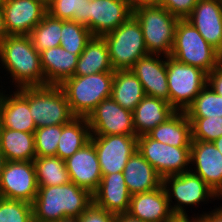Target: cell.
Returning a JSON list of instances; mask_svg holds the SVG:
<instances>
[{
    "label": "cell",
    "mask_w": 222,
    "mask_h": 222,
    "mask_svg": "<svg viewBox=\"0 0 222 222\" xmlns=\"http://www.w3.org/2000/svg\"><path fill=\"white\" fill-rule=\"evenodd\" d=\"M222 199V191L217 195V201H218V199Z\"/></svg>",
    "instance_id": "db71d44e"
},
{
    "label": "cell",
    "mask_w": 222,
    "mask_h": 222,
    "mask_svg": "<svg viewBox=\"0 0 222 222\" xmlns=\"http://www.w3.org/2000/svg\"><path fill=\"white\" fill-rule=\"evenodd\" d=\"M123 175L131 195L157 189L163 183V178L138 150L128 159Z\"/></svg>",
    "instance_id": "603a6c76"
},
{
    "label": "cell",
    "mask_w": 222,
    "mask_h": 222,
    "mask_svg": "<svg viewBox=\"0 0 222 222\" xmlns=\"http://www.w3.org/2000/svg\"><path fill=\"white\" fill-rule=\"evenodd\" d=\"M173 222H198V220L192 215L189 218H176Z\"/></svg>",
    "instance_id": "7dc6e473"
},
{
    "label": "cell",
    "mask_w": 222,
    "mask_h": 222,
    "mask_svg": "<svg viewBox=\"0 0 222 222\" xmlns=\"http://www.w3.org/2000/svg\"><path fill=\"white\" fill-rule=\"evenodd\" d=\"M62 25L63 20L54 18L47 13L30 32L29 37L39 53L52 47L60 46Z\"/></svg>",
    "instance_id": "1f68e13d"
},
{
    "label": "cell",
    "mask_w": 222,
    "mask_h": 222,
    "mask_svg": "<svg viewBox=\"0 0 222 222\" xmlns=\"http://www.w3.org/2000/svg\"><path fill=\"white\" fill-rule=\"evenodd\" d=\"M170 56L181 63L198 67L207 74L219 66V52L186 19L177 22Z\"/></svg>",
    "instance_id": "5b68a950"
},
{
    "label": "cell",
    "mask_w": 222,
    "mask_h": 222,
    "mask_svg": "<svg viewBox=\"0 0 222 222\" xmlns=\"http://www.w3.org/2000/svg\"><path fill=\"white\" fill-rule=\"evenodd\" d=\"M0 150L7 161H34V133L0 128Z\"/></svg>",
    "instance_id": "f1b7e54d"
},
{
    "label": "cell",
    "mask_w": 222,
    "mask_h": 222,
    "mask_svg": "<svg viewBox=\"0 0 222 222\" xmlns=\"http://www.w3.org/2000/svg\"><path fill=\"white\" fill-rule=\"evenodd\" d=\"M1 87V86H0ZM6 93V91L4 90H2V89H0V105H1V101H2V98H3V96H4V94Z\"/></svg>",
    "instance_id": "816d5d0a"
},
{
    "label": "cell",
    "mask_w": 222,
    "mask_h": 222,
    "mask_svg": "<svg viewBox=\"0 0 222 222\" xmlns=\"http://www.w3.org/2000/svg\"><path fill=\"white\" fill-rule=\"evenodd\" d=\"M92 36L86 26L72 20H63L60 46L72 54H81Z\"/></svg>",
    "instance_id": "e575fe53"
},
{
    "label": "cell",
    "mask_w": 222,
    "mask_h": 222,
    "mask_svg": "<svg viewBox=\"0 0 222 222\" xmlns=\"http://www.w3.org/2000/svg\"><path fill=\"white\" fill-rule=\"evenodd\" d=\"M80 54H72L61 46L40 52L45 85H60L73 77Z\"/></svg>",
    "instance_id": "cb8c5ba5"
},
{
    "label": "cell",
    "mask_w": 222,
    "mask_h": 222,
    "mask_svg": "<svg viewBox=\"0 0 222 222\" xmlns=\"http://www.w3.org/2000/svg\"><path fill=\"white\" fill-rule=\"evenodd\" d=\"M33 163L38 186H59L71 182L65 160L57 156L36 157Z\"/></svg>",
    "instance_id": "4dcf8cb0"
},
{
    "label": "cell",
    "mask_w": 222,
    "mask_h": 222,
    "mask_svg": "<svg viewBox=\"0 0 222 222\" xmlns=\"http://www.w3.org/2000/svg\"><path fill=\"white\" fill-rule=\"evenodd\" d=\"M13 92V93H12ZM4 94L0 105L1 127L35 133L37 129L29 108V87Z\"/></svg>",
    "instance_id": "ffe728a7"
},
{
    "label": "cell",
    "mask_w": 222,
    "mask_h": 222,
    "mask_svg": "<svg viewBox=\"0 0 222 222\" xmlns=\"http://www.w3.org/2000/svg\"><path fill=\"white\" fill-rule=\"evenodd\" d=\"M0 62L15 89L44 86L40 53L29 35H8L0 43Z\"/></svg>",
    "instance_id": "7a4b0ae2"
},
{
    "label": "cell",
    "mask_w": 222,
    "mask_h": 222,
    "mask_svg": "<svg viewBox=\"0 0 222 222\" xmlns=\"http://www.w3.org/2000/svg\"><path fill=\"white\" fill-rule=\"evenodd\" d=\"M38 184L33 161H7L0 178V197L33 203Z\"/></svg>",
    "instance_id": "7c38bea8"
},
{
    "label": "cell",
    "mask_w": 222,
    "mask_h": 222,
    "mask_svg": "<svg viewBox=\"0 0 222 222\" xmlns=\"http://www.w3.org/2000/svg\"><path fill=\"white\" fill-rule=\"evenodd\" d=\"M190 164L217 195L222 191V154L213 142L191 141Z\"/></svg>",
    "instance_id": "e0dca14e"
},
{
    "label": "cell",
    "mask_w": 222,
    "mask_h": 222,
    "mask_svg": "<svg viewBox=\"0 0 222 222\" xmlns=\"http://www.w3.org/2000/svg\"><path fill=\"white\" fill-rule=\"evenodd\" d=\"M40 3H42L43 5H45L46 7L49 6V4L51 3V0H36Z\"/></svg>",
    "instance_id": "f907efd6"
},
{
    "label": "cell",
    "mask_w": 222,
    "mask_h": 222,
    "mask_svg": "<svg viewBox=\"0 0 222 222\" xmlns=\"http://www.w3.org/2000/svg\"><path fill=\"white\" fill-rule=\"evenodd\" d=\"M96 149L102 176L123 172L128 159L137 150V136H90Z\"/></svg>",
    "instance_id": "4fadbf2b"
},
{
    "label": "cell",
    "mask_w": 222,
    "mask_h": 222,
    "mask_svg": "<svg viewBox=\"0 0 222 222\" xmlns=\"http://www.w3.org/2000/svg\"><path fill=\"white\" fill-rule=\"evenodd\" d=\"M65 165L71 182L92 195L97 191L102 172L96 149L91 141L67 158Z\"/></svg>",
    "instance_id": "2e32d148"
},
{
    "label": "cell",
    "mask_w": 222,
    "mask_h": 222,
    "mask_svg": "<svg viewBox=\"0 0 222 222\" xmlns=\"http://www.w3.org/2000/svg\"><path fill=\"white\" fill-rule=\"evenodd\" d=\"M137 150L162 178L190 171L191 147L163 144L145 134L137 137Z\"/></svg>",
    "instance_id": "30bf717a"
},
{
    "label": "cell",
    "mask_w": 222,
    "mask_h": 222,
    "mask_svg": "<svg viewBox=\"0 0 222 222\" xmlns=\"http://www.w3.org/2000/svg\"><path fill=\"white\" fill-rule=\"evenodd\" d=\"M6 162H7V160L4 157L3 152L0 150V178H1V174H2V171L5 167Z\"/></svg>",
    "instance_id": "bcb514c9"
},
{
    "label": "cell",
    "mask_w": 222,
    "mask_h": 222,
    "mask_svg": "<svg viewBox=\"0 0 222 222\" xmlns=\"http://www.w3.org/2000/svg\"><path fill=\"white\" fill-rule=\"evenodd\" d=\"M90 127L87 118L75 117L62 125V134L58 141L56 156L66 160L90 141Z\"/></svg>",
    "instance_id": "f546056e"
},
{
    "label": "cell",
    "mask_w": 222,
    "mask_h": 222,
    "mask_svg": "<svg viewBox=\"0 0 222 222\" xmlns=\"http://www.w3.org/2000/svg\"><path fill=\"white\" fill-rule=\"evenodd\" d=\"M32 203L33 222H56L78 218L93 203L92 194L73 182L59 186H38Z\"/></svg>",
    "instance_id": "6da1fadb"
},
{
    "label": "cell",
    "mask_w": 222,
    "mask_h": 222,
    "mask_svg": "<svg viewBox=\"0 0 222 222\" xmlns=\"http://www.w3.org/2000/svg\"><path fill=\"white\" fill-rule=\"evenodd\" d=\"M199 0H161L158 5L167 9L178 19H186Z\"/></svg>",
    "instance_id": "f35d334b"
},
{
    "label": "cell",
    "mask_w": 222,
    "mask_h": 222,
    "mask_svg": "<svg viewBox=\"0 0 222 222\" xmlns=\"http://www.w3.org/2000/svg\"><path fill=\"white\" fill-rule=\"evenodd\" d=\"M210 212V213H209ZM194 213V218H197L198 222H222V204L219 207H215L214 210L203 212L202 214ZM196 215V216H195Z\"/></svg>",
    "instance_id": "b9f144b4"
},
{
    "label": "cell",
    "mask_w": 222,
    "mask_h": 222,
    "mask_svg": "<svg viewBox=\"0 0 222 222\" xmlns=\"http://www.w3.org/2000/svg\"><path fill=\"white\" fill-rule=\"evenodd\" d=\"M91 136L131 135L136 136L133 112L116 103L111 97L102 100L88 115Z\"/></svg>",
    "instance_id": "8fae6325"
},
{
    "label": "cell",
    "mask_w": 222,
    "mask_h": 222,
    "mask_svg": "<svg viewBox=\"0 0 222 222\" xmlns=\"http://www.w3.org/2000/svg\"><path fill=\"white\" fill-rule=\"evenodd\" d=\"M8 36L5 28L4 13L0 6V43Z\"/></svg>",
    "instance_id": "7bdbcfd3"
},
{
    "label": "cell",
    "mask_w": 222,
    "mask_h": 222,
    "mask_svg": "<svg viewBox=\"0 0 222 222\" xmlns=\"http://www.w3.org/2000/svg\"><path fill=\"white\" fill-rule=\"evenodd\" d=\"M0 222H33L32 204L0 197Z\"/></svg>",
    "instance_id": "74e56055"
},
{
    "label": "cell",
    "mask_w": 222,
    "mask_h": 222,
    "mask_svg": "<svg viewBox=\"0 0 222 222\" xmlns=\"http://www.w3.org/2000/svg\"><path fill=\"white\" fill-rule=\"evenodd\" d=\"M186 20L214 49L222 51V0H199Z\"/></svg>",
    "instance_id": "44dd1931"
},
{
    "label": "cell",
    "mask_w": 222,
    "mask_h": 222,
    "mask_svg": "<svg viewBox=\"0 0 222 222\" xmlns=\"http://www.w3.org/2000/svg\"><path fill=\"white\" fill-rule=\"evenodd\" d=\"M114 72L73 76L59 86L75 117H85L104 99L111 97Z\"/></svg>",
    "instance_id": "3957f363"
},
{
    "label": "cell",
    "mask_w": 222,
    "mask_h": 222,
    "mask_svg": "<svg viewBox=\"0 0 222 222\" xmlns=\"http://www.w3.org/2000/svg\"><path fill=\"white\" fill-rule=\"evenodd\" d=\"M185 113L188 117L219 118L222 116V96L206 85Z\"/></svg>",
    "instance_id": "836d02e7"
},
{
    "label": "cell",
    "mask_w": 222,
    "mask_h": 222,
    "mask_svg": "<svg viewBox=\"0 0 222 222\" xmlns=\"http://www.w3.org/2000/svg\"><path fill=\"white\" fill-rule=\"evenodd\" d=\"M4 1H5V0H0V6L3 4Z\"/></svg>",
    "instance_id": "11a10c76"
},
{
    "label": "cell",
    "mask_w": 222,
    "mask_h": 222,
    "mask_svg": "<svg viewBox=\"0 0 222 222\" xmlns=\"http://www.w3.org/2000/svg\"><path fill=\"white\" fill-rule=\"evenodd\" d=\"M213 144L215 145V147L220 151V153L222 154V136L215 139L213 141Z\"/></svg>",
    "instance_id": "c3c4849f"
},
{
    "label": "cell",
    "mask_w": 222,
    "mask_h": 222,
    "mask_svg": "<svg viewBox=\"0 0 222 222\" xmlns=\"http://www.w3.org/2000/svg\"><path fill=\"white\" fill-rule=\"evenodd\" d=\"M207 85L210 86L216 94L222 96V68L218 66L207 74Z\"/></svg>",
    "instance_id": "60d3db41"
},
{
    "label": "cell",
    "mask_w": 222,
    "mask_h": 222,
    "mask_svg": "<svg viewBox=\"0 0 222 222\" xmlns=\"http://www.w3.org/2000/svg\"><path fill=\"white\" fill-rule=\"evenodd\" d=\"M47 13L57 19L75 21L89 29L88 0H51Z\"/></svg>",
    "instance_id": "d6a6232c"
},
{
    "label": "cell",
    "mask_w": 222,
    "mask_h": 222,
    "mask_svg": "<svg viewBox=\"0 0 222 222\" xmlns=\"http://www.w3.org/2000/svg\"><path fill=\"white\" fill-rule=\"evenodd\" d=\"M61 134L62 125L37 128L34 133L36 157L56 156Z\"/></svg>",
    "instance_id": "8d00e7d4"
},
{
    "label": "cell",
    "mask_w": 222,
    "mask_h": 222,
    "mask_svg": "<svg viewBox=\"0 0 222 222\" xmlns=\"http://www.w3.org/2000/svg\"><path fill=\"white\" fill-rule=\"evenodd\" d=\"M169 104L176 111H186L207 85V73L202 69L166 56Z\"/></svg>",
    "instance_id": "ba28073f"
},
{
    "label": "cell",
    "mask_w": 222,
    "mask_h": 222,
    "mask_svg": "<svg viewBox=\"0 0 222 222\" xmlns=\"http://www.w3.org/2000/svg\"><path fill=\"white\" fill-rule=\"evenodd\" d=\"M102 37L107 44L114 71L130 70L140 58L149 54L141 26L133 15L117 29Z\"/></svg>",
    "instance_id": "8992f818"
},
{
    "label": "cell",
    "mask_w": 222,
    "mask_h": 222,
    "mask_svg": "<svg viewBox=\"0 0 222 222\" xmlns=\"http://www.w3.org/2000/svg\"><path fill=\"white\" fill-rule=\"evenodd\" d=\"M101 72H115L111 66L107 44L103 37L92 36L78 57L74 76H86Z\"/></svg>",
    "instance_id": "4316f807"
},
{
    "label": "cell",
    "mask_w": 222,
    "mask_h": 222,
    "mask_svg": "<svg viewBox=\"0 0 222 222\" xmlns=\"http://www.w3.org/2000/svg\"><path fill=\"white\" fill-rule=\"evenodd\" d=\"M132 15L141 26L148 53L170 56L179 19L158 4L133 7Z\"/></svg>",
    "instance_id": "277c9868"
},
{
    "label": "cell",
    "mask_w": 222,
    "mask_h": 222,
    "mask_svg": "<svg viewBox=\"0 0 222 222\" xmlns=\"http://www.w3.org/2000/svg\"><path fill=\"white\" fill-rule=\"evenodd\" d=\"M162 185L166 190L170 208L177 218H189L185 206L195 205L196 208L201 202L217 199V194L207 183L191 171L166 176ZM172 198L176 202H173Z\"/></svg>",
    "instance_id": "52a82bcc"
},
{
    "label": "cell",
    "mask_w": 222,
    "mask_h": 222,
    "mask_svg": "<svg viewBox=\"0 0 222 222\" xmlns=\"http://www.w3.org/2000/svg\"><path fill=\"white\" fill-rule=\"evenodd\" d=\"M175 112L176 110L168 101L146 95L133 110V125L136 136L149 133Z\"/></svg>",
    "instance_id": "d4e9b609"
},
{
    "label": "cell",
    "mask_w": 222,
    "mask_h": 222,
    "mask_svg": "<svg viewBox=\"0 0 222 222\" xmlns=\"http://www.w3.org/2000/svg\"><path fill=\"white\" fill-rule=\"evenodd\" d=\"M8 35H29L47 14L36 0H5L1 5Z\"/></svg>",
    "instance_id": "9a60e30c"
},
{
    "label": "cell",
    "mask_w": 222,
    "mask_h": 222,
    "mask_svg": "<svg viewBox=\"0 0 222 222\" xmlns=\"http://www.w3.org/2000/svg\"><path fill=\"white\" fill-rule=\"evenodd\" d=\"M147 135L163 144L175 147H191V123L185 111H176Z\"/></svg>",
    "instance_id": "484cf974"
},
{
    "label": "cell",
    "mask_w": 222,
    "mask_h": 222,
    "mask_svg": "<svg viewBox=\"0 0 222 222\" xmlns=\"http://www.w3.org/2000/svg\"><path fill=\"white\" fill-rule=\"evenodd\" d=\"M78 220L79 222H115L116 215L92 203L86 211L78 217Z\"/></svg>",
    "instance_id": "ab89813d"
},
{
    "label": "cell",
    "mask_w": 222,
    "mask_h": 222,
    "mask_svg": "<svg viewBox=\"0 0 222 222\" xmlns=\"http://www.w3.org/2000/svg\"><path fill=\"white\" fill-rule=\"evenodd\" d=\"M219 67L222 68V51L219 53Z\"/></svg>",
    "instance_id": "f5cc1de1"
},
{
    "label": "cell",
    "mask_w": 222,
    "mask_h": 222,
    "mask_svg": "<svg viewBox=\"0 0 222 222\" xmlns=\"http://www.w3.org/2000/svg\"><path fill=\"white\" fill-rule=\"evenodd\" d=\"M115 222H144V221L131 217L129 214L125 213V214L116 215Z\"/></svg>",
    "instance_id": "ee69618b"
},
{
    "label": "cell",
    "mask_w": 222,
    "mask_h": 222,
    "mask_svg": "<svg viewBox=\"0 0 222 222\" xmlns=\"http://www.w3.org/2000/svg\"><path fill=\"white\" fill-rule=\"evenodd\" d=\"M133 12L130 0L88 1L89 30L104 36L123 24Z\"/></svg>",
    "instance_id": "5bb4252c"
},
{
    "label": "cell",
    "mask_w": 222,
    "mask_h": 222,
    "mask_svg": "<svg viewBox=\"0 0 222 222\" xmlns=\"http://www.w3.org/2000/svg\"><path fill=\"white\" fill-rule=\"evenodd\" d=\"M131 217L144 222H173V214L164 186L157 189L131 195L127 212Z\"/></svg>",
    "instance_id": "ac0fdd59"
},
{
    "label": "cell",
    "mask_w": 222,
    "mask_h": 222,
    "mask_svg": "<svg viewBox=\"0 0 222 222\" xmlns=\"http://www.w3.org/2000/svg\"><path fill=\"white\" fill-rule=\"evenodd\" d=\"M145 96L142 83L131 70L114 72L111 98L121 107L133 112Z\"/></svg>",
    "instance_id": "83f0119b"
},
{
    "label": "cell",
    "mask_w": 222,
    "mask_h": 222,
    "mask_svg": "<svg viewBox=\"0 0 222 222\" xmlns=\"http://www.w3.org/2000/svg\"><path fill=\"white\" fill-rule=\"evenodd\" d=\"M192 141L213 142L222 136V116L219 118L188 117Z\"/></svg>",
    "instance_id": "d590c367"
},
{
    "label": "cell",
    "mask_w": 222,
    "mask_h": 222,
    "mask_svg": "<svg viewBox=\"0 0 222 222\" xmlns=\"http://www.w3.org/2000/svg\"><path fill=\"white\" fill-rule=\"evenodd\" d=\"M56 222H79L78 218H64V219H61V220H58Z\"/></svg>",
    "instance_id": "681fc988"
},
{
    "label": "cell",
    "mask_w": 222,
    "mask_h": 222,
    "mask_svg": "<svg viewBox=\"0 0 222 222\" xmlns=\"http://www.w3.org/2000/svg\"><path fill=\"white\" fill-rule=\"evenodd\" d=\"M161 0H130L131 6L159 4Z\"/></svg>",
    "instance_id": "f6af8a7d"
},
{
    "label": "cell",
    "mask_w": 222,
    "mask_h": 222,
    "mask_svg": "<svg viewBox=\"0 0 222 222\" xmlns=\"http://www.w3.org/2000/svg\"><path fill=\"white\" fill-rule=\"evenodd\" d=\"M130 70L142 83L147 96L161 98L169 102L166 56L148 54L140 58Z\"/></svg>",
    "instance_id": "d6986e66"
},
{
    "label": "cell",
    "mask_w": 222,
    "mask_h": 222,
    "mask_svg": "<svg viewBox=\"0 0 222 222\" xmlns=\"http://www.w3.org/2000/svg\"><path fill=\"white\" fill-rule=\"evenodd\" d=\"M29 108L37 128L64 125L75 118L59 85L29 87Z\"/></svg>",
    "instance_id": "9c48e42d"
},
{
    "label": "cell",
    "mask_w": 222,
    "mask_h": 222,
    "mask_svg": "<svg viewBox=\"0 0 222 222\" xmlns=\"http://www.w3.org/2000/svg\"><path fill=\"white\" fill-rule=\"evenodd\" d=\"M93 203L114 215L129 210L131 194L124 180L123 172L102 176L97 191L92 195Z\"/></svg>",
    "instance_id": "7402d4cb"
}]
</instances>
